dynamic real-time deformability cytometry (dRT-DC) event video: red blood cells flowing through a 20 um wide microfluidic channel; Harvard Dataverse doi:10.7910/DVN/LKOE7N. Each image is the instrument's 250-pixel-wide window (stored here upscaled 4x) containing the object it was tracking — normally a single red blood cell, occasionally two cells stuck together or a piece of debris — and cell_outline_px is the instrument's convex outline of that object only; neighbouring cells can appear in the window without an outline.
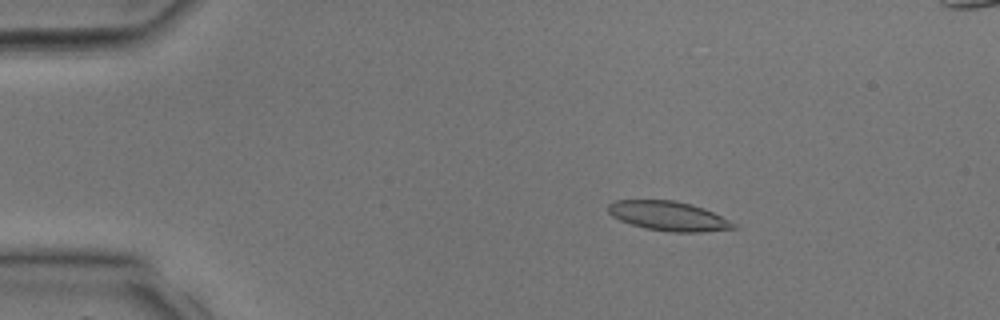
{"species": "common noctule bat (a hibernating species)", "species_latin": "Nyctalus noctula", "temperature_condition": "room temperature", "stored_images_in_passage": 33, "camera_frame_rate_fps": 3000, "um_per_image_px": 0.085, "animal": {"sex": "male", "body_mass_g": 17.9, "forearm_length_mm": 54.2}, "frame": {"image": 1, "passage_image": 5, "time_ms": 1.333, "image_size_px": [1000, 320], "cell_outline_px": [[740, 228], [700, 232], [672, 232], [644, 228], [620, 220], [612, 216], [608, 212], [608, 204], [616, 200], [676, 200], [692, 204], [704, 208], [736, 224]], "centroid_in_image_um": [56.83, 18.36], "position_along_channel_um": 28.2, "area_um2": 21.5}}
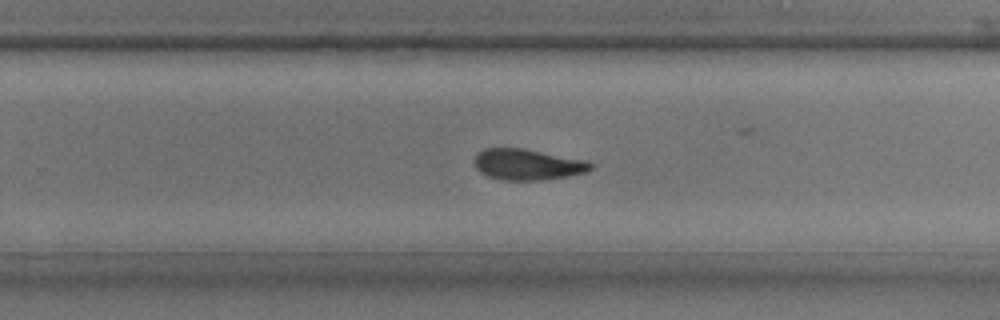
{"frame": {"image": 2, "passage_image": 21, "time_ms": 6.667, "image_size_px": [1000, 320], "cell_outline_px": [[596, 164], [588, 172], [568, 176], [540, 180], [500, 180], [488, 176], [480, 172], [476, 168], [476, 156], [484, 148], [524, 148], [588, 160]], "centroid_in_image_um": [44.92, 13.98], "position_along_channel_um": 284.9, "area_um2": 21.15}}
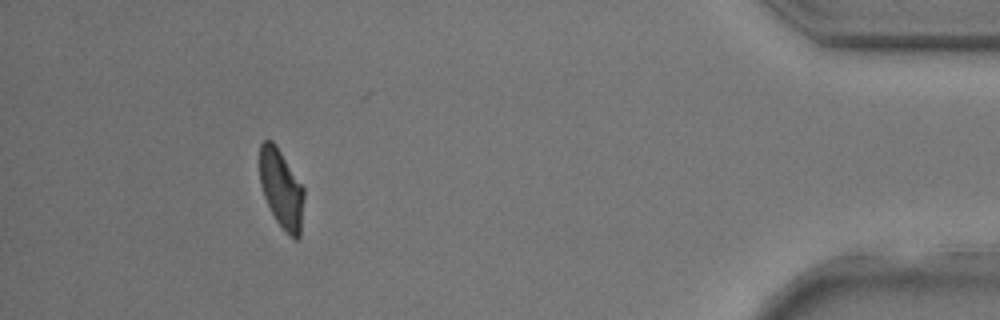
{"frame": {"image": 3, "passage_image": 30, "time_ms": 9.667, "image_size_px": [1000, 320], "cell_outline_px": [[304, 196], [300, 236], [296, 240], [276, 220], [264, 196], [260, 184], [260, 144], [264, 140], [272, 140], [276, 144], [304, 188]], "centroid_in_image_um": [23.91, 16.0], "position_along_channel_um": 411.3, "area_um2": 20.0}}